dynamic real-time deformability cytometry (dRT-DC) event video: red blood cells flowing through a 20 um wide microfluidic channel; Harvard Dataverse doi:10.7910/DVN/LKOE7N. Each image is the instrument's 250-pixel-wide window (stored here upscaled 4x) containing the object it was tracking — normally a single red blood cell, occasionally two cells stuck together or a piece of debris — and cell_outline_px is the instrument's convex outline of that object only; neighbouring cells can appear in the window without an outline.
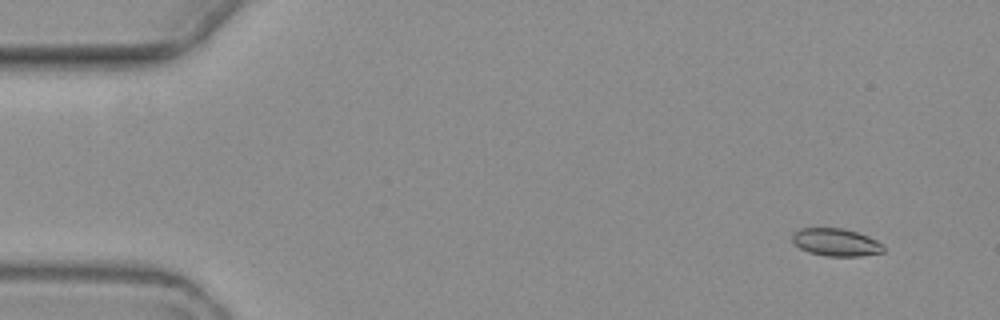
{"species": "common noctule bat (a hibernating species)", "species_latin": "Nyctalus noctula", "temperature_condition": "warm", "stored_images_in_passage": 7, "camera_frame_rate_fps": 3000, "um_per_image_px": 0.085, "animal": {"sex": "female", "body_mass_g": 19.3, "forearm_length_mm": 54.1}, "frame": {"image": 1, "passage_image": 2, "time_ms": 1.0, "image_size_px": [1000, 320], "cell_outline_px": [[884, 252], [860, 256], [824, 256], [808, 252], [792, 244], [792, 232], [800, 228], [844, 228], [868, 236], [876, 240], [884, 248]], "centroid_in_image_um": [71.0, 20.59], "position_along_channel_um": 14.0, "area_um2": 14.8}}
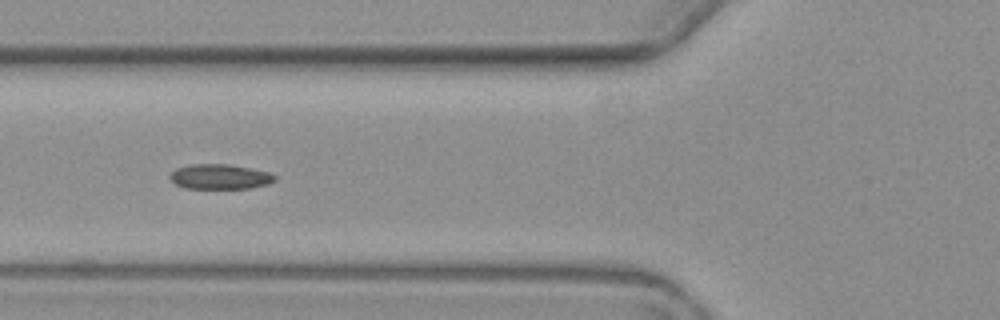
{"frame": {"image": 2, "passage_image": 6, "time_ms": 6.667, "image_size_px": [1000, 320], "cell_outline_px": [[276, 180], [268, 184], [248, 188], [184, 188], [176, 184], [168, 176], [176, 168], [192, 164], [228, 164], [252, 168], [268, 172], [276, 176]], "centroid_in_image_um": [18.7, 15.01], "position_along_channel_um": 107.1, "area_um2": 15.2}}
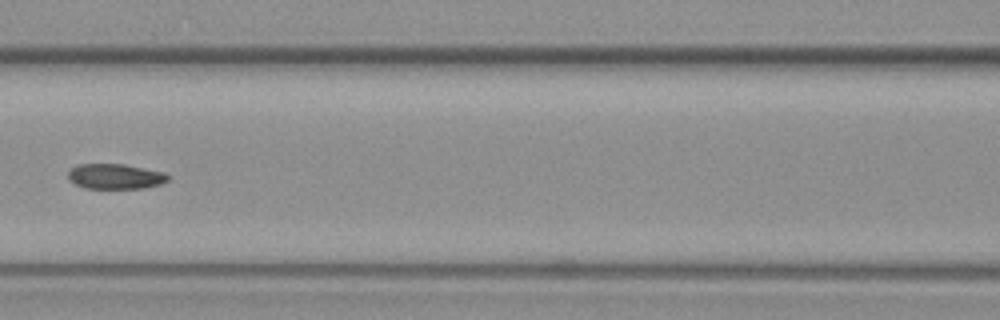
{"frame": {"image": 3, "passage_image": 7, "time_ms": 8.0, "image_size_px": [1000, 320], "cell_outline_px": [[168, 180], [160, 184], [144, 188], [84, 188], [68, 180], [68, 172], [76, 164], [124, 164], [164, 172], [168, 176]], "centroid_in_image_um": [9.77, 14.99], "position_along_channel_um": 156.8, "area_um2": 14.62}}